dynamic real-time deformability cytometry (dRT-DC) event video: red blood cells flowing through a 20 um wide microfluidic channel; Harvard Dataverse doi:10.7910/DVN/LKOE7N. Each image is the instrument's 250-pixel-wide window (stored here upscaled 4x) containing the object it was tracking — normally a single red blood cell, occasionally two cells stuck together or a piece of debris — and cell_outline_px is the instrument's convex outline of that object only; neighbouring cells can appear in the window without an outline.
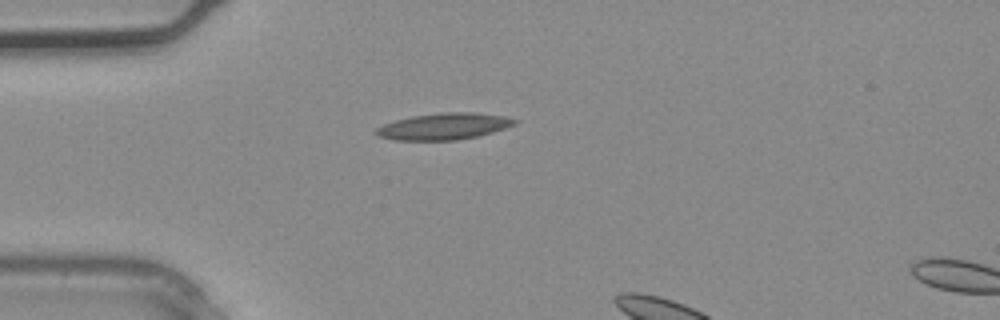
{"species": "common noctule bat (a hibernating species)", "species_latin": "Nyctalus noctula", "temperature_condition": "warm", "stored_images_in_passage": 3, "camera_frame_rate_fps": 3000, "um_per_image_px": 0.085, "animal": {"sex": "male", "body_mass_g": 20.4}, "frame": {"image": 1, "passage_image": 3, "time_ms": 0.667, "image_size_px": [1000, 320], "cell_outline_px": [[520, 120], [516, 124], [492, 132], [476, 136], [456, 140], [396, 140], [376, 136], [372, 132], [376, 128], [384, 124], [396, 120], [412, 116], [440, 112], [476, 112], [504, 116]], "centroid_in_image_um": [37.71, 10.73], "position_along_channel_um": 47.3, "area_um2": 21.5}}